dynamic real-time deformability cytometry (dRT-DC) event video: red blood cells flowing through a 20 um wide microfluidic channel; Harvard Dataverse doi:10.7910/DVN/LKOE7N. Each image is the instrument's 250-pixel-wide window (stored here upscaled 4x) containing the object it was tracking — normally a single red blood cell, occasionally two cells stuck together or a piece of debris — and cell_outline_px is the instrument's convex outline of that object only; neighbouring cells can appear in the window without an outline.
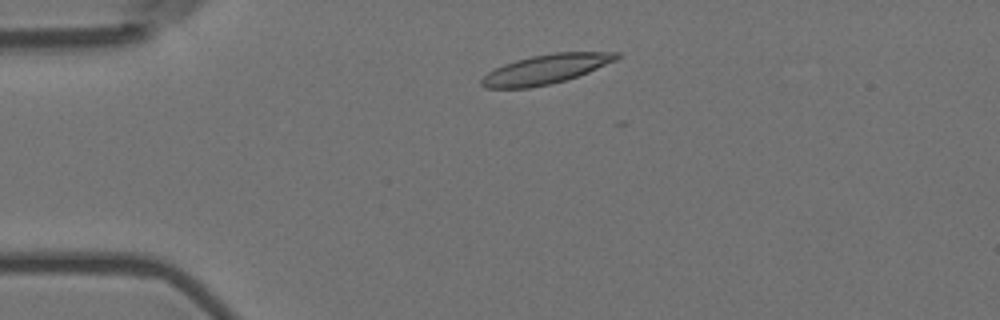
{"species": "Egyptian fruit bat (a non-hibernating species)", "species_latin": "Rousettus aegyptiacus", "temperature_condition": "room temperature", "stored_images_in_passage": 3, "camera_frame_rate_fps": 3000, "um_per_image_px": 0.085, "animal": {"sex": "female"}, "frame": {"image": 1, "passage_image": 2, "time_ms": 0.333, "image_size_px": [1000, 320], "cell_outline_px": [[620, 56], [616, 60], [588, 72], [552, 84], [528, 88], [484, 88], [480, 84], [480, 80], [488, 72], [504, 64], [516, 60], [532, 56], [556, 52], [620, 52]], "centroid_in_image_um": [46.37, 5.88], "position_along_channel_um": 38.6, "area_um2": 22.95}}